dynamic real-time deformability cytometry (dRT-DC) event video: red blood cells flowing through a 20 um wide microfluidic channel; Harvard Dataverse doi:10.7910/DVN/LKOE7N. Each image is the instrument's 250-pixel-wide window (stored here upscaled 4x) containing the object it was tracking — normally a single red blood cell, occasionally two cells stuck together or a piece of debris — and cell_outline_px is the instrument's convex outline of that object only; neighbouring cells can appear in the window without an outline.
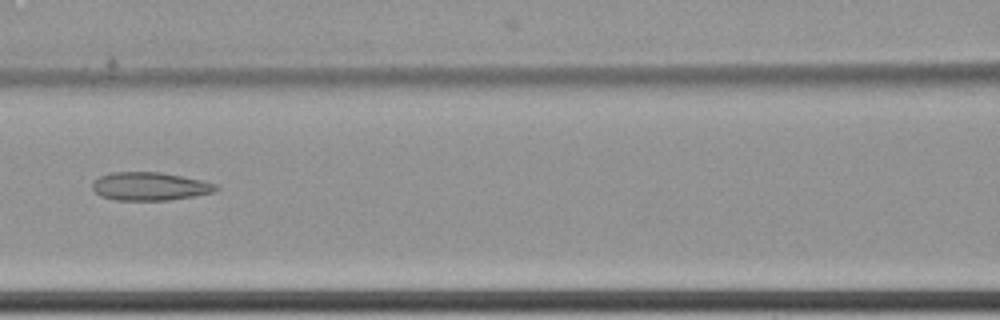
{"species": "common noctule bat (a hibernating species)", "species_latin": "Nyctalus noctula", "temperature_condition": "cold", "stored_images_in_passage": 9, "camera_frame_rate_fps": 3000, "um_per_image_px": 0.085, "animal": {"sex": "female", "body_mass_g": 22.7, "forearm_length_mm": 54.2}, "frame": {"image": 1, "passage_image": 8, "time_ms": 2.333, "image_size_px": [1000, 320], "cell_outline_px": [[220, 188], [216, 192], [196, 196], [168, 200], [116, 200], [100, 196], [92, 188], [92, 184], [100, 176], [112, 172], [160, 172], [200, 180], [216, 184]], "centroid_in_image_um": [12.76, 15.85], "position_along_channel_um": 153.8, "area_um2": 20.29}}
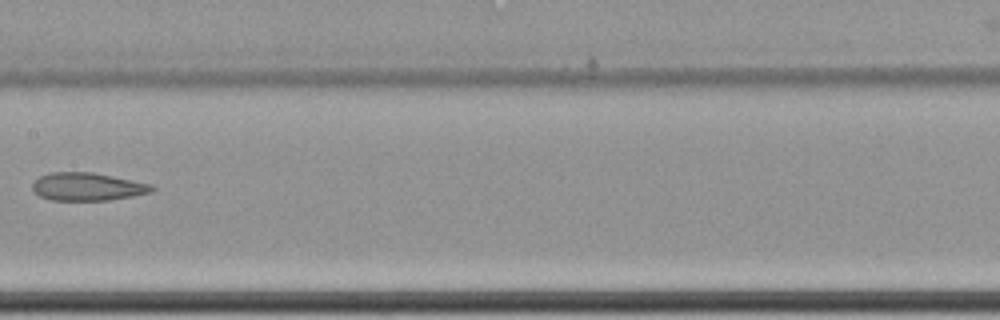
{"frame": {"image": 2, "passage_image": 9, "time_ms": 2.667, "image_size_px": [1000, 320], "cell_outline_px": [[156, 188], [152, 192], [132, 196], [108, 200], [52, 200], [40, 196], [32, 188], [32, 184], [40, 176], [48, 172], [92, 172], [152, 184]], "centroid_in_image_um": [7.44, 15.86], "position_along_channel_um": 200.0, "area_um2": 19.36}}